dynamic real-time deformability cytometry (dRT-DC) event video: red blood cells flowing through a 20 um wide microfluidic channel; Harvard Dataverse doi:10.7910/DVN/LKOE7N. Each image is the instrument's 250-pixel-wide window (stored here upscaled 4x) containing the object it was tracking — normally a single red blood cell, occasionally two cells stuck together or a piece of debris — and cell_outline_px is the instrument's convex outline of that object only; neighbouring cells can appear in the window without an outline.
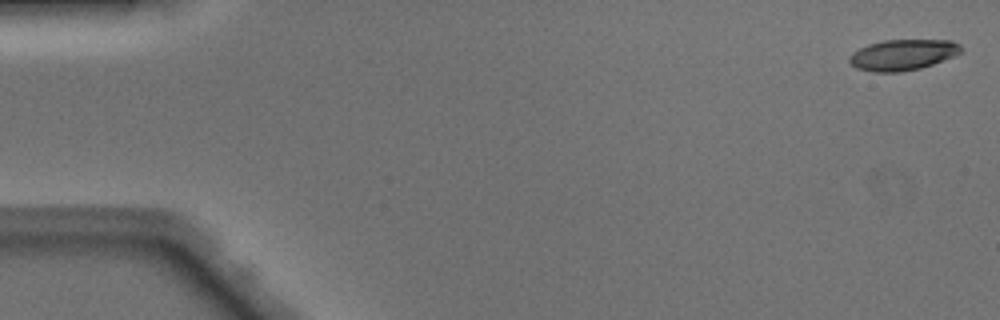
{"species": "Egyptian fruit bat (a non-hibernating species)", "species_latin": "Rousettus aegyptiacus", "temperature_condition": "warm", "stored_images_in_passage": 48, "camera_frame_rate_fps": 3000, "um_per_image_px": 0.085, "animal": {"sex": "male"}, "frame": {"image": 1, "passage_image": 1, "time_ms": 0.0, "image_size_px": [1000, 320], "cell_outline_px": [[964, 48], [960, 52], [952, 56], [932, 64], [920, 68], [900, 72], [872, 72], [856, 68], [848, 60], [848, 56], [852, 52], [868, 44], [884, 40], [952, 40], [960, 44]], "centroid_in_image_um": [76.71, 4.65], "position_along_channel_um": 8.3, "area_um2": 20.06}}
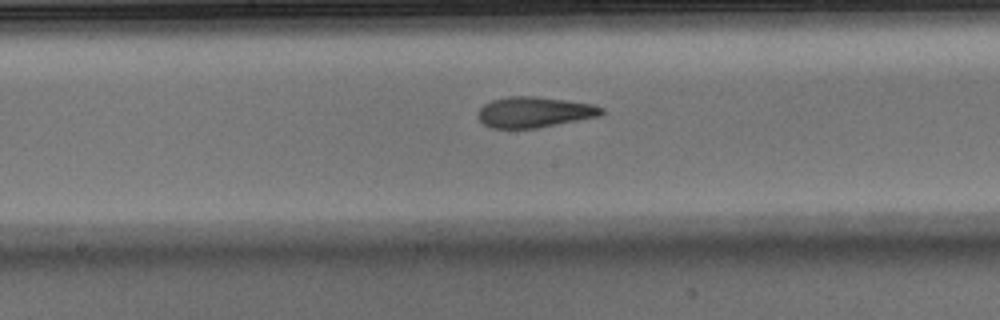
{"frame": {"image": 2, "passage_image": 25, "time_ms": 8.0, "image_size_px": [1000, 320], "cell_outline_px": [[604, 112], [600, 116], [536, 128], [492, 128], [484, 124], [476, 116], [480, 108], [484, 104], [492, 100], [508, 96], [536, 96], [568, 100], [592, 104], [604, 108]], "centroid_in_image_um": [45.42, 9.52], "position_along_channel_um": 202.8, "area_um2": 22.14}}
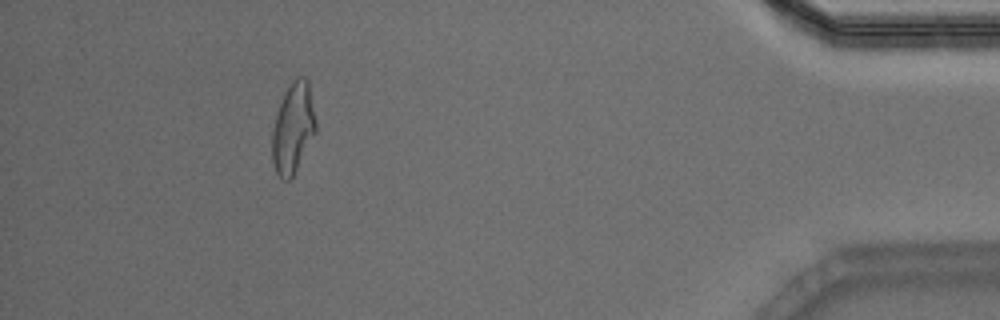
{"frame": {"image": 3, "passage_image": 44, "time_ms": 14.333, "image_size_px": [1000, 320], "cell_outline_px": [[316, 132], [292, 176], [288, 180], [284, 180], [276, 172], [272, 160], [272, 132], [276, 116], [284, 92], [296, 76], [304, 76], [308, 80], [316, 120]], "centroid_in_image_um": [24.92, 10.85], "position_along_channel_um": 410.3, "area_um2": 22.72}, "authors_computed_cell_mechanics": {"area_um2": 22.0507, "velocity_mm_per_s": 4.1642, "shape_relaxation_time_tau1_ms": 6.0205, "shape_relaxation_time_tau2_ms": 1.9528, "deformation_change_tau1": 0.2352, "deformation_change_tau2": 0.115}}